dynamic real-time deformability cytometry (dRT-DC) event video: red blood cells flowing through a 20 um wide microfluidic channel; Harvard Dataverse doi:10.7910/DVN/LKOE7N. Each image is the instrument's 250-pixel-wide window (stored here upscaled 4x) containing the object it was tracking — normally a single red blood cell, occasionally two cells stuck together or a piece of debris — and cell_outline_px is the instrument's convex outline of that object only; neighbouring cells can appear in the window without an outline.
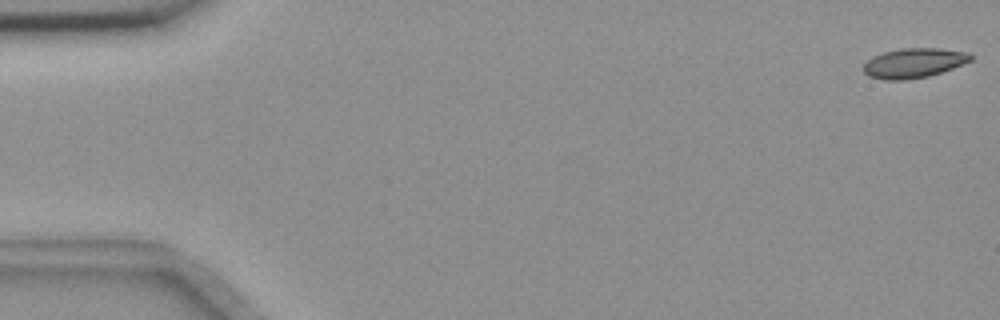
{"species": "common noctule bat (a hibernating species)", "species_latin": "Nyctalus noctula", "temperature_condition": "room temperature", "stored_images_in_passage": 56, "camera_frame_rate_fps": 3000, "um_per_image_px": 0.085, "animal": {"sex": "female", "body_mass_g": 18.4}, "frame": {"image": 1, "passage_image": 1, "time_ms": 0.0, "image_size_px": [1000, 320], "cell_outline_px": [[972, 60], [952, 68], [928, 76], [908, 80], [884, 80], [868, 76], [864, 72], [864, 64], [872, 56], [884, 52], [900, 48], [940, 48], [968, 52], [972, 56]], "centroid_in_image_um": [77.66, 5.35], "position_along_channel_um": 7.3, "area_um2": 18.55}}
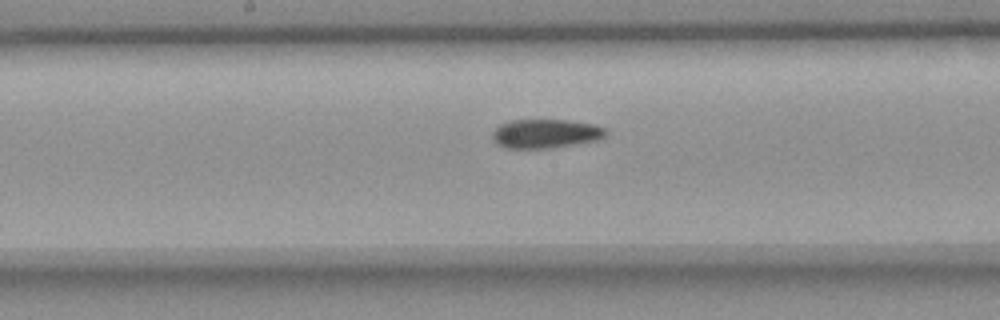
{"frame": {"image": 2, "passage_image": 29, "time_ms": 9.333, "image_size_px": [1000, 320], "cell_outline_px": [[608, 136], [600, 140], [556, 148], [508, 148], [496, 144], [492, 140], [492, 132], [500, 124], [508, 120], [568, 120], [596, 124], [608, 128]], "centroid_in_image_um": [46.45, 11.36], "position_along_channel_um": 201.7, "area_um2": 19.77}}
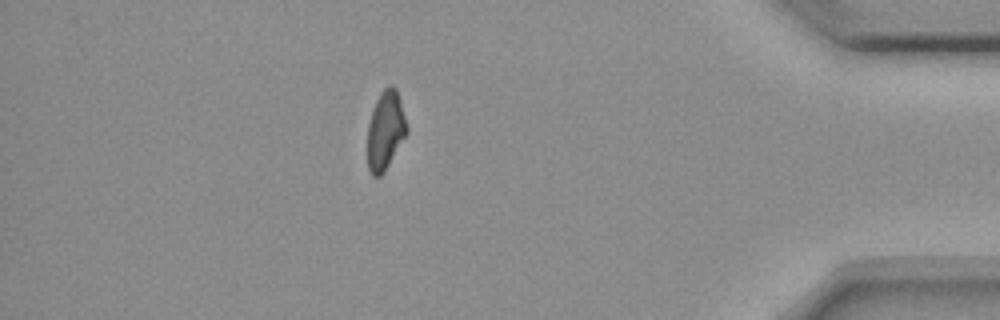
{"frame": {"image": 3, "passage_image": 49, "time_ms": 16.0, "image_size_px": [1000, 320], "cell_outline_px": [[408, 132], [384, 172], [380, 176], [372, 176], [368, 168], [368, 124], [376, 100], [380, 92], [388, 84], [392, 84], [396, 88], [400, 100], [408, 128]], "centroid_in_image_um": [32.77, 11.06], "position_along_channel_um": 402.4, "area_um2": 17.98}}